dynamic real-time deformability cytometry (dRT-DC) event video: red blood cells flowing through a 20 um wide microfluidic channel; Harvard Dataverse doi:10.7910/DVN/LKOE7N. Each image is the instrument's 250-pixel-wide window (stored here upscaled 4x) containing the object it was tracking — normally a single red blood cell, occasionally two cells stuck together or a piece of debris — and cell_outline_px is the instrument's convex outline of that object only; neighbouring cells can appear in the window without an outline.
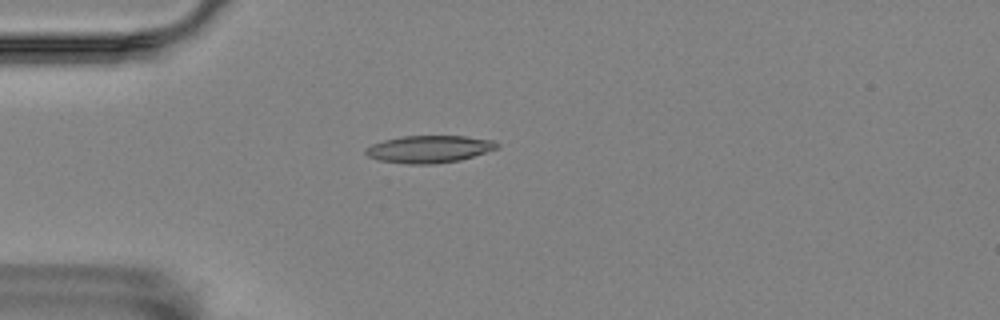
{"species": "Egyptian fruit bat (a non-hibernating species)", "species_latin": "Rousettus aegyptiacus", "temperature_condition": "room temperature", "stored_images_in_passage": 56, "camera_frame_rate_fps": 3000, "um_per_image_px": 0.085, "animal": {"sex": "female"}, "frame": {"image": 1, "passage_image": 15, "time_ms": 4.667, "image_size_px": [1000, 320], "cell_outline_px": [[500, 148], [460, 160], [432, 164], [408, 164], [376, 160], [368, 156], [364, 152], [364, 148], [372, 144], [384, 140], [404, 136], [464, 136], [496, 140], [500, 144]], "centroid_in_image_um": [36.5, 12.67], "position_along_channel_um": 48.5, "area_um2": 21.1}}
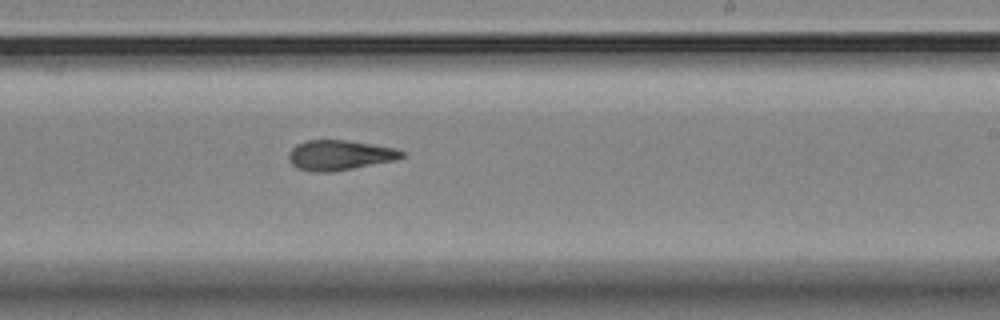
{"frame": {"image": 2, "passage_image": 34, "time_ms": 11.0, "image_size_px": [1000, 320], "cell_outline_px": [[404, 156], [396, 160], [352, 168], [328, 172], [312, 172], [296, 168], [288, 160], [288, 152], [296, 144], [308, 140], [348, 140], [396, 148], [404, 152]], "centroid_in_image_um": [28.84, 13.18], "position_along_channel_um": 260.2, "area_um2": 19.83}}
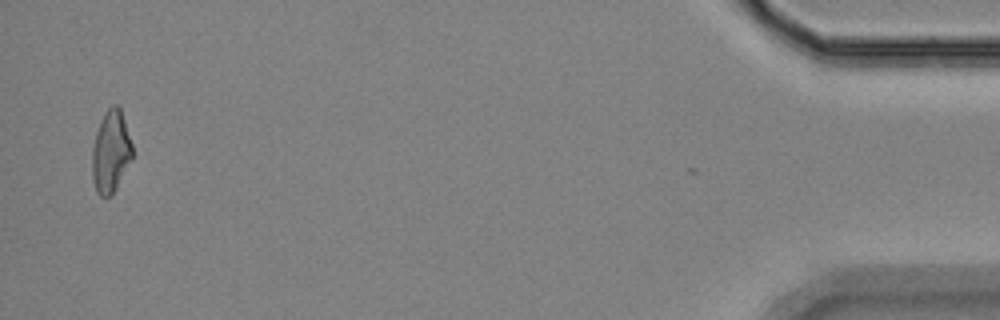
{"frame": {"image": 3, "passage_image": 55, "time_ms": 18.0, "image_size_px": [1000, 320], "cell_outline_px": [[132, 160], [116, 188], [108, 196], [100, 196], [96, 192], [92, 180], [92, 148], [96, 132], [100, 120], [104, 112], [112, 104], [116, 104], [120, 108], [132, 144]], "centroid_in_image_um": [9.4, 12.88], "position_along_channel_um": 425.8, "area_um2": 19.25}, "authors_computed_cell_mechanics": {"area_um2": 19.652, "velocity_mm_per_s": 3.5419, "shape_relaxation_time_tau1_ms": null, "shape_relaxation_time_tau2_ms": 3.04, "deformation_change_tau1": null, "deformation_change_tau2": 0.1236}}